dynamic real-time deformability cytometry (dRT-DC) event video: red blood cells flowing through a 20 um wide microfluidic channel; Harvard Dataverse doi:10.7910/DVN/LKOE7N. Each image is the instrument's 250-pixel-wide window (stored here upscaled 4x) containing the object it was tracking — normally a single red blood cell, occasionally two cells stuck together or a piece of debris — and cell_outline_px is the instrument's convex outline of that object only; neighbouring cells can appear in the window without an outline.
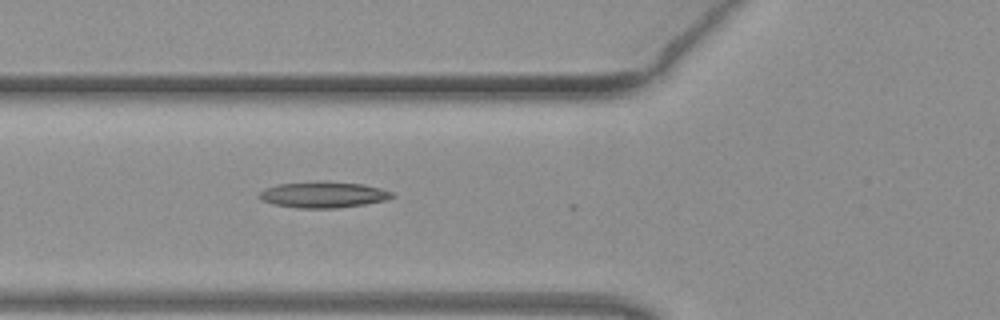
{"species": "common noctule bat (a hibernating species)", "species_latin": "Nyctalus noctula", "temperature_condition": "warm", "stored_images_in_passage": 23, "camera_frame_rate_fps": 3000, "um_per_image_px": 0.085, "animal": {"sex": "female", "body_mass_g": 19.3, "forearm_length_mm": 54.1}, "frame": {"image": 1, "passage_image": 19, "time_ms": 6.0, "image_size_px": [1000, 320], "cell_outline_px": [[396, 196], [388, 200], [364, 204], [336, 208], [300, 208], [272, 204], [260, 200], [260, 192], [264, 188], [280, 184], [316, 180], [360, 184], [380, 188], [392, 192]], "centroid_in_image_um": [27.48, 16.54], "position_along_channel_um": 98.3, "area_um2": 20.29}}
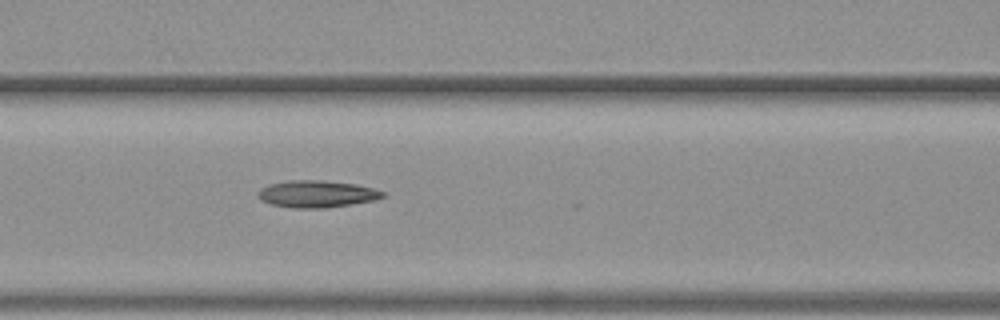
{"frame": {"image": 2, "passage_image": 22, "time_ms": 7.0, "image_size_px": [1000, 320], "cell_outline_px": [[384, 196], [376, 200], [352, 204], [324, 208], [292, 208], [272, 204], [260, 200], [256, 192], [260, 188], [268, 184], [288, 180], [324, 180], [356, 184], [372, 188], [384, 192]], "centroid_in_image_um": [26.89, 16.48], "position_along_channel_um": 139.7, "area_um2": 19.77}}